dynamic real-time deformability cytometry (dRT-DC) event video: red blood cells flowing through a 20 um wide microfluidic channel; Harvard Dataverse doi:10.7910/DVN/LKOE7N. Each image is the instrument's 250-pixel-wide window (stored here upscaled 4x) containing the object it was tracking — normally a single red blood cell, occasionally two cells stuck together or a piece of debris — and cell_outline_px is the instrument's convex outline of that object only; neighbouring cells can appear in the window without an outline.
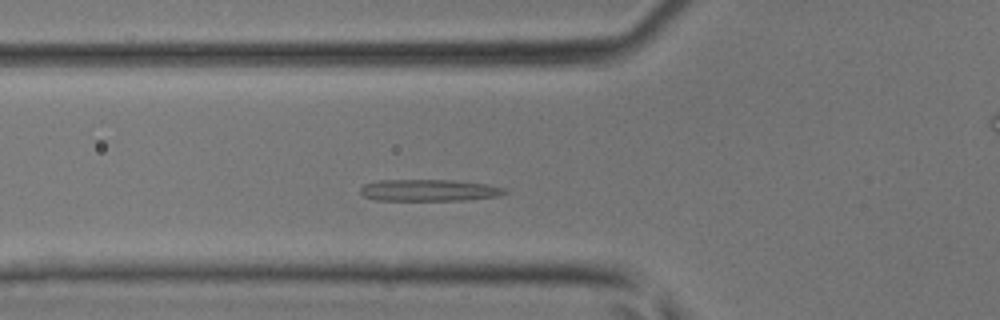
{"species": "common noctule bat (a hibernating species)", "species_latin": "Nyctalus noctula", "temperature_condition": "room temperature", "stored_images_in_passage": 26, "camera_frame_rate_fps": 3000, "um_per_image_px": 0.085, "animal": {"sex": "male", "body_mass_g": 17.9, "forearm_length_mm": 54.2}, "frame": {"image": 1, "passage_image": 2, "time_ms": 0.333, "image_size_px": [1000, 320], "cell_outline_px": [[512, 192], [500, 196], [468, 200], [376, 200], [364, 196], [360, 192], [360, 188], [364, 184], [376, 180], [452, 180], [484, 184], [504, 188]], "centroid_in_image_um": [36.49, 16.17], "position_along_channel_um": 89.3, "area_um2": 18.38}}
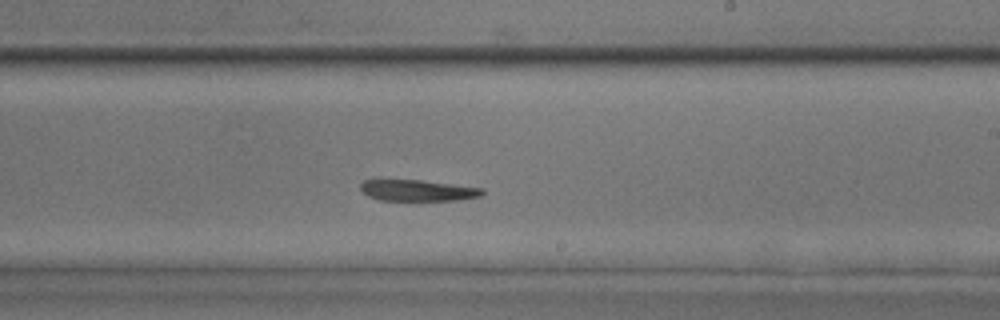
{"frame": {"image": 2, "passage_image": 13, "time_ms": 4.0, "image_size_px": [1000, 320], "cell_outline_px": [[484, 192], [480, 196], [456, 200], [380, 200], [368, 196], [360, 188], [360, 184], [364, 180], [420, 180], [484, 188]], "centroid_in_image_um": [35.51, 16.18], "position_along_channel_um": 253.5, "area_um2": 14.85}}
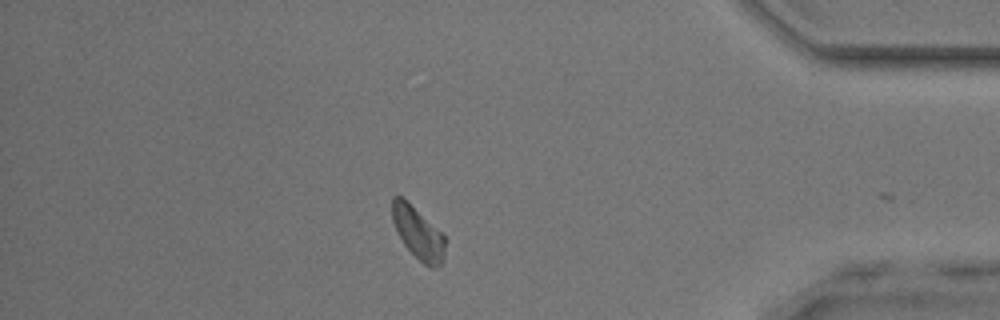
{"frame": {"image": 3, "passage_image": 25, "time_ms": 8.0, "image_size_px": [1000, 320], "cell_outline_px": [[444, 252], [440, 264], [432, 268], [424, 264], [404, 244], [396, 232], [392, 220], [392, 196], [400, 196], [444, 232]], "centroid_in_image_um": [35.52, 19.77], "position_along_channel_um": 399.7, "area_um2": 15.84}}